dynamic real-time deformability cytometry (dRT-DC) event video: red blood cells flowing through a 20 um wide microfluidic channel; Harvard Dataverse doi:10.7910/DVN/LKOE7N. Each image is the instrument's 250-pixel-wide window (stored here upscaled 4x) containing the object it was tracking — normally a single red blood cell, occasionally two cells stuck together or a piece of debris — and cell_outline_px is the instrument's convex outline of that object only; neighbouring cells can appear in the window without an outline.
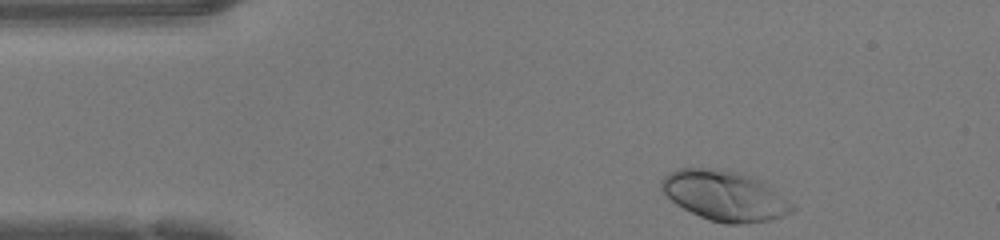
{"species": "human", "species_latin": "Homo sapiens", "temperature_condition": "warm", "stored_images_in_passage": 33, "camera_frame_rate_fps": 3000, "um_per_image_px": 0.085, "donor": {"sex": "female"}, "frame": {"image": 1, "passage_image": 1, "time_ms": 0.0, "image_size_px": [1000, 240], "cell_outline_px": [[796, 208], [792, 212], [768, 220], [740, 224], [724, 224], [708, 220], [676, 204], [660, 188], [660, 180], [664, 176], [680, 168], [720, 168], [744, 172], [764, 180], [792, 204]], "centroid_in_image_um": [61.62, 16.61], "position_along_channel_um": 23.4, "area_um2": 38.38}}
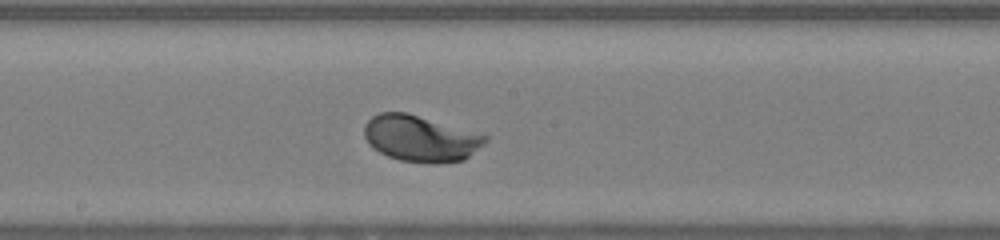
{"frame": {"image": 2, "passage_image": 19, "time_ms": 6.0, "image_size_px": [1000, 240], "cell_outline_px": [[488, 140], [484, 144], [464, 160], [436, 164], [432, 164], [400, 160], [388, 156], [372, 148], [368, 144], [364, 136], [364, 124], [372, 116], [380, 112], [408, 112], [488, 136]], "centroid_in_image_um": [35.72, 11.77], "position_along_channel_um": 212.5, "area_um2": 32.71}}
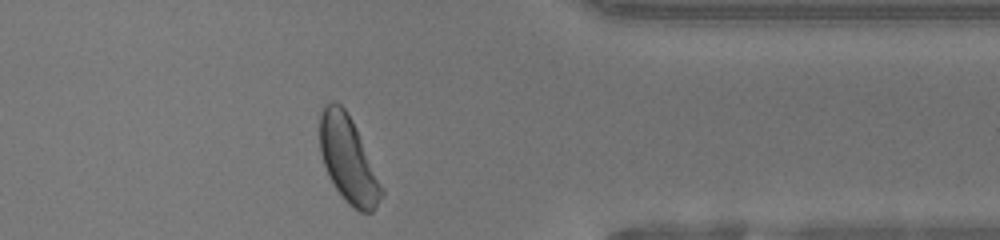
{"frame": {"image": 3, "passage_image": 32, "time_ms": 10.333, "image_size_px": [1000, 240], "cell_outline_px": [[384, 196], [376, 208], [372, 212], [360, 212], [348, 204], [336, 188], [328, 176], [320, 152], [320, 116], [324, 108], [332, 100], [336, 100], [344, 108], [352, 120], [356, 128], [384, 188]], "centroid_in_image_um": [29.62, 13.6], "position_along_channel_um": 381.8, "area_um2": 30.87}, "authors_computed_cell_mechanics": {"area_um2": 31.6166, "velocity_mm_per_s": 4.2444, "shape_relaxation_time_tau1_ms": 1.433, "shape_relaxation_time_tau2_ms": null, "deformation_change_tau1": 0.1312, "deformation_change_tau2": null}}